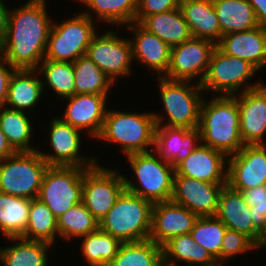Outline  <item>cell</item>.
<instances>
[{"label": "cell", "instance_id": "obj_1", "mask_svg": "<svg viewBox=\"0 0 266 266\" xmlns=\"http://www.w3.org/2000/svg\"><path fill=\"white\" fill-rule=\"evenodd\" d=\"M47 1L27 0L22 6L10 7L7 36L0 55L15 69H37L44 59L53 23V16H48Z\"/></svg>", "mask_w": 266, "mask_h": 266}, {"label": "cell", "instance_id": "obj_2", "mask_svg": "<svg viewBox=\"0 0 266 266\" xmlns=\"http://www.w3.org/2000/svg\"><path fill=\"white\" fill-rule=\"evenodd\" d=\"M204 96L199 116L201 143L227 156L238 153L244 143L240 135V112L234 96Z\"/></svg>", "mask_w": 266, "mask_h": 266}, {"label": "cell", "instance_id": "obj_3", "mask_svg": "<svg viewBox=\"0 0 266 266\" xmlns=\"http://www.w3.org/2000/svg\"><path fill=\"white\" fill-rule=\"evenodd\" d=\"M163 112H153L156 126L195 129L199 125L204 91L200 83L156 77ZM165 122V123H164Z\"/></svg>", "mask_w": 266, "mask_h": 266}, {"label": "cell", "instance_id": "obj_4", "mask_svg": "<svg viewBox=\"0 0 266 266\" xmlns=\"http://www.w3.org/2000/svg\"><path fill=\"white\" fill-rule=\"evenodd\" d=\"M148 112H126L109 107L96 141L117 145L123 156L154 150L156 123L153 111Z\"/></svg>", "mask_w": 266, "mask_h": 266}, {"label": "cell", "instance_id": "obj_5", "mask_svg": "<svg viewBox=\"0 0 266 266\" xmlns=\"http://www.w3.org/2000/svg\"><path fill=\"white\" fill-rule=\"evenodd\" d=\"M125 161L133 177L123 174L125 189L151 203L169 201L173 194L174 164L159 157L154 151L126 155Z\"/></svg>", "mask_w": 266, "mask_h": 266}, {"label": "cell", "instance_id": "obj_6", "mask_svg": "<svg viewBox=\"0 0 266 266\" xmlns=\"http://www.w3.org/2000/svg\"><path fill=\"white\" fill-rule=\"evenodd\" d=\"M152 207L149 200L124 189L99 222V228L121 243L147 240L151 231Z\"/></svg>", "mask_w": 266, "mask_h": 266}, {"label": "cell", "instance_id": "obj_7", "mask_svg": "<svg viewBox=\"0 0 266 266\" xmlns=\"http://www.w3.org/2000/svg\"><path fill=\"white\" fill-rule=\"evenodd\" d=\"M258 72L248 61L225 54L216 47L200 85L206 96L210 93L211 96H234L260 87L264 81L252 79Z\"/></svg>", "mask_w": 266, "mask_h": 266}, {"label": "cell", "instance_id": "obj_8", "mask_svg": "<svg viewBox=\"0 0 266 266\" xmlns=\"http://www.w3.org/2000/svg\"><path fill=\"white\" fill-rule=\"evenodd\" d=\"M66 19H53L44 59L74 62L86 55L93 37L100 32L96 22L82 12Z\"/></svg>", "mask_w": 266, "mask_h": 266}, {"label": "cell", "instance_id": "obj_9", "mask_svg": "<svg viewBox=\"0 0 266 266\" xmlns=\"http://www.w3.org/2000/svg\"><path fill=\"white\" fill-rule=\"evenodd\" d=\"M48 164L38 151L16 152L0 161V192L37 198Z\"/></svg>", "mask_w": 266, "mask_h": 266}, {"label": "cell", "instance_id": "obj_10", "mask_svg": "<svg viewBox=\"0 0 266 266\" xmlns=\"http://www.w3.org/2000/svg\"><path fill=\"white\" fill-rule=\"evenodd\" d=\"M47 125L49 129L47 128L45 131H48L49 139L46 140V143H49V149L51 148L53 153L52 151L45 152L44 148L37 151L49 166L90 168L96 163H100L96 154L88 156L81 152L84 148L82 146L84 137L81 136L86 135L82 131L64 122L58 115H53Z\"/></svg>", "mask_w": 266, "mask_h": 266}, {"label": "cell", "instance_id": "obj_11", "mask_svg": "<svg viewBox=\"0 0 266 266\" xmlns=\"http://www.w3.org/2000/svg\"><path fill=\"white\" fill-rule=\"evenodd\" d=\"M104 33L96 34L87 48L86 55L112 80L116 85L117 80L133 75V53L130 39L121 38L119 32L108 28ZM119 35H118V34ZM101 34V35H100Z\"/></svg>", "mask_w": 266, "mask_h": 266}, {"label": "cell", "instance_id": "obj_12", "mask_svg": "<svg viewBox=\"0 0 266 266\" xmlns=\"http://www.w3.org/2000/svg\"><path fill=\"white\" fill-rule=\"evenodd\" d=\"M87 168L48 166L37 198L58 218L82 202L83 174Z\"/></svg>", "mask_w": 266, "mask_h": 266}, {"label": "cell", "instance_id": "obj_13", "mask_svg": "<svg viewBox=\"0 0 266 266\" xmlns=\"http://www.w3.org/2000/svg\"><path fill=\"white\" fill-rule=\"evenodd\" d=\"M124 189L123 171L96 163L84 171L82 202L100 222Z\"/></svg>", "mask_w": 266, "mask_h": 266}, {"label": "cell", "instance_id": "obj_14", "mask_svg": "<svg viewBox=\"0 0 266 266\" xmlns=\"http://www.w3.org/2000/svg\"><path fill=\"white\" fill-rule=\"evenodd\" d=\"M216 47L217 44L211 40L195 37L171 47L170 64L163 77L201 84Z\"/></svg>", "mask_w": 266, "mask_h": 266}, {"label": "cell", "instance_id": "obj_15", "mask_svg": "<svg viewBox=\"0 0 266 266\" xmlns=\"http://www.w3.org/2000/svg\"><path fill=\"white\" fill-rule=\"evenodd\" d=\"M109 94H74L61 101L66 107L61 119L96 140L103 128Z\"/></svg>", "mask_w": 266, "mask_h": 266}, {"label": "cell", "instance_id": "obj_16", "mask_svg": "<svg viewBox=\"0 0 266 266\" xmlns=\"http://www.w3.org/2000/svg\"><path fill=\"white\" fill-rule=\"evenodd\" d=\"M227 184L240 192L266 184V144L244 145L228 156Z\"/></svg>", "mask_w": 266, "mask_h": 266}, {"label": "cell", "instance_id": "obj_17", "mask_svg": "<svg viewBox=\"0 0 266 266\" xmlns=\"http://www.w3.org/2000/svg\"><path fill=\"white\" fill-rule=\"evenodd\" d=\"M175 173L210 183H227L228 156L201 142L175 164Z\"/></svg>", "mask_w": 266, "mask_h": 266}, {"label": "cell", "instance_id": "obj_18", "mask_svg": "<svg viewBox=\"0 0 266 266\" xmlns=\"http://www.w3.org/2000/svg\"><path fill=\"white\" fill-rule=\"evenodd\" d=\"M227 183H210L174 174L171 200L198 217L215 216L219 194Z\"/></svg>", "mask_w": 266, "mask_h": 266}, {"label": "cell", "instance_id": "obj_19", "mask_svg": "<svg viewBox=\"0 0 266 266\" xmlns=\"http://www.w3.org/2000/svg\"><path fill=\"white\" fill-rule=\"evenodd\" d=\"M234 97L240 112V135L244 145L266 144V83Z\"/></svg>", "mask_w": 266, "mask_h": 266}, {"label": "cell", "instance_id": "obj_20", "mask_svg": "<svg viewBox=\"0 0 266 266\" xmlns=\"http://www.w3.org/2000/svg\"><path fill=\"white\" fill-rule=\"evenodd\" d=\"M197 219L196 214L172 200L154 203L149 239L162 246L174 236L189 234Z\"/></svg>", "mask_w": 266, "mask_h": 266}, {"label": "cell", "instance_id": "obj_21", "mask_svg": "<svg viewBox=\"0 0 266 266\" xmlns=\"http://www.w3.org/2000/svg\"><path fill=\"white\" fill-rule=\"evenodd\" d=\"M124 28L132 34L129 39L133 61L151 70L154 77H163L170 64L171 47L137 22L127 24Z\"/></svg>", "mask_w": 266, "mask_h": 266}, {"label": "cell", "instance_id": "obj_22", "mask_svg": "<svg viewBox=\"0 0 266 266\" xmlns=\"http://www.w3.org/2000/svg\"><path fill=\"white\" fill-rule=\"evenodd\" d=\"M250 208L242 192L226 184L219 194L215 216L228 229L247 235L259 246L263 235L253 226Z\"/></svg>", "mask_w": 266, "mask_h": 266}, {"label": "cell", "instance_id": "obj_23", "mask_svg": "<svg viewBox=\"0 0 266 266\" xmlns=\"http://www.w3.org/2000/svg\"><path fill=\"white\" fill-rule=\"evenodd\" d=\"M217 47L225 54L242 58L259 72L266 67V28L228 33L221 37Z\"/></svg>", "mask_w": 266, "mask_h": 266}, {"label": "cell", "instance_id": "obj_24", "mask_svg": "<svg viewBox=\"0 0 266 266\" xmlns=\"http://www.w3.org/2000/svg\"><path fill=\"white\" fill-rule=\"evenodd\" d=\"M45 94L37 69H15L8 83L5 107L34 114Z\"/></svg>", "mask_w": 266, "mask_h": 266}, {"label": "cell", "instance_id": "obj_25", "mask_svg": "<svg viewBox=\"0 0 266 266\" xmlns=\"http://www.w3.org/2000/svg\"><path fill=\"white\" fill-rule=\"evenodd\" d=\"M201 142L199 129L156 126L154 151L163 160L175 164Z\"/></svg>", "mask_w": 266, "mask_h": 266}, {"label": "cell", "instance_id": "obj_26", "mask_svg": "<svg viewBox=\"0 0 266 266\" xmlns=\"http://www.w3.org/2000/svg\"><path fill=\"white\" fill-rule=\"evenodd\" d=\"M82 4L83 14L94 20L96 25L99 22L107 24L108 27L114 25L118 29L127 24L135 22L138 0H76Z\"/></svg>", "mask_w": 266, "mask_h": 266}, {"label": "cell", "instance_id": "obj_27", "mask_svg": "<svg viewBox=\"0 0 266 266\" xmlns=\"http://www.w3.org/2000/svg\"><path fill=\"white\" fill-rule=\"evenodd\" d=\"M192 36L216 44L221 40L219 21L211 0H181L179 6Z\"/></svg>", "mask_w": 266, "mask_h": 266}, {"label": "cell", "instance_id": "obj_28", "mask_svg": "<svg viewBox=\"0 0 266 266\" xmlns=\"http://www.w3.org/2000/svg\"><path fill=\"white\" fill-rule=\"evenodd\" d=\"M11 246L0 247V265L2 266H51V243L26 240L20 237L5 238ZM49 256V257H48Z\"/></svg>", "mask_w": 266, "mask_h": 266}, {"label": "cell", "instance_id": "obj_29", "mask_svg": "<svg viewBox=\"0 0 266 266\" xmlns=\"http://www.w3.org/2000/svg\"><path fill=\"white\" fill-rule=\"evenodd\" d=\"M162 255L163 263L168 266H180L179 262L187 266H220L190 233L170 238L162 245Z\"/></svg>", "mask_w": 266, "mask_h": 266}, {"label": "cell", "instance_id": "obj_30", "mask_svg": "<svg viewBox=\"0 0 266 266\" xmlns=\"http://www.w3.org/2000/svg\"><path fill=\"white\" fill-rule=\"evenodd\" d=\"M29 115L31 114L24 111L7 107L0 108L1 130L15 152H34L40 148V146L32 145L34 134H36L34 133L35 128H33L36 126L33 123L36 121L34 118L37 116L30 118Z\"/></svg>", "mask_w": 266, "mask_h": 266}, {"label": "cell", "instance_id": "obj_31", "mask_svg": "<svg viewBox=\"0 0 266 266\" xmlns=\"http://www.w3.org/2000/svg\"><path fill=\"white\" fill-rule=\"evenodd\" d=\"M139 24L170 47L179 45L193 37L180 8L146 16Z\"/></svg>", "mask_w": 266, "mask_h": 266}, {"label": "cell", "instance_id": "obj_32", "mask_svg": "<svg viewBox=\"0 0 266 266\" xmlns=\"http://www.w3.org/2000/svg\"><path fill=\"white\" fill-rule=\"evenodd\" d=\"M221 37L228 33L250 30L259 26L253 7L247 0L213 1Z\"/></svg>", "mask_w": 266, "mask_h": 266}, {"label": "cell", "instance_id": "obj_33", "mask_svg": "<svg viewBox=\"0 0 266 266\" xmlns=\"http://www.w3.org/2000/svg\"><path fill=\"white\" fill-rule=\"evenodd\" d=\"M31 199L0 192V235L20 237L28 225Z\"/></svg>", "mask_w": 266, "mask_h": 266}, {"label": "cell", "instance_id": "obj_34", "mask_svg": "<svg viewBox=\"0 0 266 266\" xmlns=\"http://www.w3.org/2000/svg\"><path fill=\"white\" fill-rule=\"evenodd\" d=\"M37 70L41 75L44 92L46 89L53 91V95H57L54 97L56 101L75 94L73 62L43 59Z\"/></svg>", "mask_w": 266, "mask_h": 266}, {"label": "cell", "instance_id": "obj_35", "mask_svg": "<svg viewBox=\"0 0 266 266\" xmlns=\"http://www.w3.org/2000/svg\"><path fill=\"white\" fill-rule=\"evenodd\" d=\"M78 241H81L80 256L88 266H107L115 258L121 245L117 238L100 228L78 238Z\"/></svg>", "mask_w": 266, "mask_h": 266}, {"label": "cell", "instance_id": "obj_36", "mask_svg": "<svg viewBox=\"0 0 266 266\" xmlns=\"http://www.w3.org/2000/svg\"><path fill=\"white\" fill-rule=\"evenodd\" d=\"M58 237L57 217L38 198L31 199L28 225L20 238L44 241L54 246Z\"/></svg>", "mask_w": 266, "mask_h": 266}, {"label": "cell", "instance_id": "obj_37", "mask_svg": "<svg viewBox=\"0 0 266 266\" xmlns=\"http://www.w3.org/2000/svg\"><path fill=\"white\" fill-rule=\"evenodd\" d=\"M75 94H110L115 84L87 56L73 62Z\"/></svg>", "mask_w": 266, "mask_h": 266}, {"label": "cell", "instance_id": "obj_38", "mask_svg": "<svg viewBox=\"0 0 266 266\" xmlns=\"http://www.w3.org/2000/svg\"><path fill=\"white\" fill-rule=\"evenodd\" d=\"M162 246L150 239L121 243L117 255L107 266H160Z\"/></svg>", "mask_w": 266, "mask_h": 266}, {"label": "cell", "instance_id": "obj_39", "mask_svg": "<svg viewBox=\"0 0 266 266\" xmlns=\"http://www.w3.org/2000/svg\"><path fill=\"white\" fill-rule=\"evenodd\" d=\"M98 228L99 222L85 207L83 202L75 204L57 218L59 239H63L61 242H73V240L92 233Z\"/></svg>", "mask_w": 266, "mask_h": 266}, {"label": "cell", "instance_id": "obj_40", "mask_svg": "<svg viewBox=\"0 0 266 266\" xmlns=\"http://www.w3.org/2000/svg\"><path fill=\"white\" fill-rule=\"evenodd\" d=\"M227 227L216 216L198 217L190 234L221 266L222 239Z\"/></svg>", "mask_w": 266, "mask_h": 266}, {"label": "cell", "instance_id": "obj_41", "mask_svg": "<svg viewBox=\"0 0 266 266\" xmlns=\"http://www.w3.org/2000/svg\"><path fill=\"white\" fill-rule=\"evenodd\" d=\"M253 250L257 253L259 250L258 245L247 235L237 232L235 230L228 229L222 239L221 246V266H229L227 263L236 258V256H241L247 254V252H252Z\"/></svg>", "mask_w": 266, "mask_h": 266}, {"label": "cell", "instance_id": "obj_42", "mask_svg": "<svg viewBox=\"0 0 266 266\" xmlns=\"http://www.w3.org/2000/svg\"><path fill=\"white\" fill-rule=\"evenodd\" d=\"M246 203L251 207L253 226L262 234L266 232V184L243 190Z\"/></svg>", "mask_w": 266, "mask_h": 266}, {"label": "cell", "instance_id": "obj_43", "mask_svg": "<svg viewBox=\"0 0 266 266\" xmlns=\"http://www.w3.org/2000/svg\"><path fill=\"white\" fill-rule=\"evenodd\" d=\"M181 0H138L135 22L139 23L146 16L164 13L179 8Z\"/></svg>", "mask_w": 266, "mask_h": 266}, {"label": "cell", "instance_id": "obj_44", "mask_svg": "<svg viewBox=\"0 0 266 266\" xmlns=\"http://www.w3.org/2000/svg\"><path fill=\"white\" fill-rule=\"evenodd\" d=\"M15 68L0 55V108L5 107L8 83Z\"/></svg>", "mask_w": 266, "mask_h": 266}, {"label": "cell", "instance_id": "obj_45", "mask_svg": "<svg viewBox=\"0 0 266 266\" xmlns=\"http://www.w3.org/2000/svg\"><path fill=\"white\" fill-rule=\"evenodd\" d=\"M5 0H0V51L2 50L8 29V14L10 7Z\"/></svg>", "mask_w": 266, "mask_h": 266}, {"label": "cell", "instance_id": "obj_46", "mask_svg": "<svg viewBox=\"0 0 266 266\" xmlns=\"http://www.w3.org/2000/svg\"><path fill=\"white\" fill-rule=\"evenodd\" d=\"M253 7L259 26L266 28V0H247Z\"/></svg>", "mask_w": 266, "mask_h": 266}, {"label": "cell", "instance_id": "obj_47", "mask_svg": "<svg viewBox=\"0 0 266 266\" xmlns=\"http://www.w3.org/2000/svg\"><path fill=\"white\" fill-rule=\"evenodd\" d=\"M15 153L16 152L9 145L6 136L4 135L0 127V161L14 155Z\"/></svg>", "mask_w": 266, "mask_h": 266}, {"label": "cell", "instance_id": "obj_48", "mask_svg": "<svg viewBox=\"0 0 266 266\" xmlns=\"http://www.w3.org/2000/svg\"><path fill=\"white\" fill-rule=\"evenodd\" d=\"M258 248L261 249H266V232L264 233V235L262 236V240L260 245L258 246Z\"/></svg>", "mask_w": 266, "mask_h": 266}]
</instances>
